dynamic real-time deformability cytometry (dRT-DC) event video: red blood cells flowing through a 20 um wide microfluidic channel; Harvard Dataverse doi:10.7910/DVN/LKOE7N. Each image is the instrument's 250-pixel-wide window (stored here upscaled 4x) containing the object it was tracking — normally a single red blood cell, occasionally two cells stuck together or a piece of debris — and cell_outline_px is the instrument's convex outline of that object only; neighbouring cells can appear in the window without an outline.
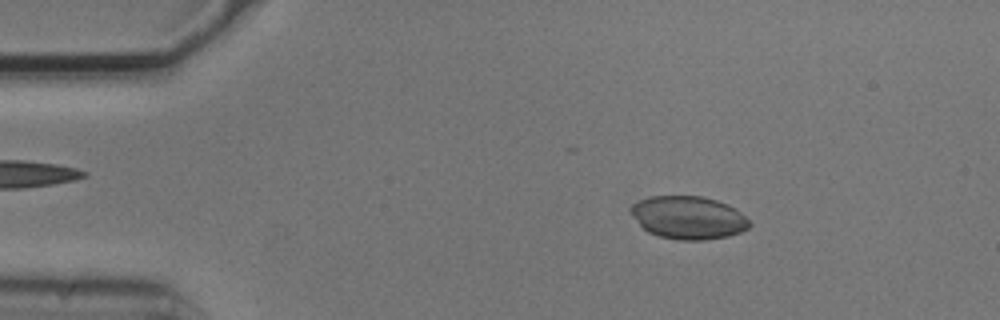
{"species": "common noctule bat (a hibernating species)", "species_latin": "Nyctalus noctula", "temperature_condition": "cold", "stored_images_in_passage": 4, "camera_frame_rate_fps": 3000, "um_per_image_px": 0.085, "animal": {"sex": "male", "body_mass_g": 20.5, "forearm_length_mm": 52.5}, "frame": {"image": 1, "passage_image": 2, "time_ms": 0.333, "image_size_px": [1000, 320], "cell_outline_px": [[752, 224], [748, 228], [740, 232], [728, 236], [704, 240], [680, 240], [660, 236], [648, 232], [640, 224], [628, 208], [632, 204], [640, 200], [652, 196], [704, 196], [728, 204], [736, 208]], "centroid_in_image_um": [58.53, 18.49], "position_along_channel_um": 26.5, "area_um2": 29.59}}